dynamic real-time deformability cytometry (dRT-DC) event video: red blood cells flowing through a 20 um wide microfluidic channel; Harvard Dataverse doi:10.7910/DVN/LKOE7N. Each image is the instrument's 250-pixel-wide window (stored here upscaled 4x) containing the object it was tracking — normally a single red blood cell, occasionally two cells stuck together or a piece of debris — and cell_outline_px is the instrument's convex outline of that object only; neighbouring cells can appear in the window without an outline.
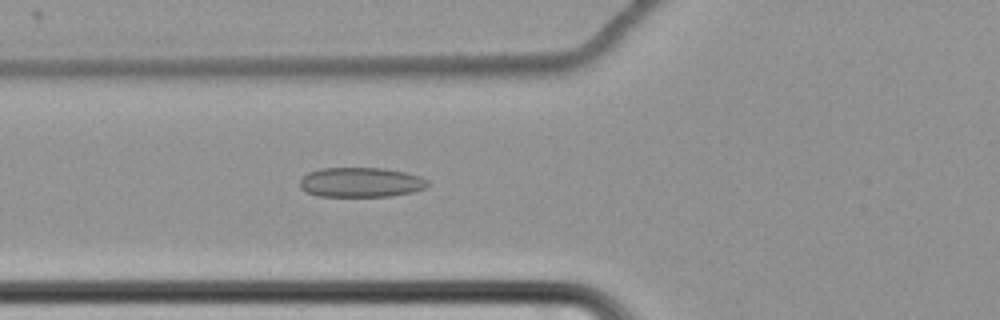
{"species": "common noctule bat (a hibernating species)", "species_latin": "Nyctalus noctula", "temperature_condition": "cold", "stored_images_in_passage": 58, "camera_frame_rate_fps": 3000, "um_per_image_px": 0.085, "animal": {"sex": "female", "body_mass_g": 22.7, "forearm_length_mm": 54.2}, "frame": {"image": 1, "passage_image": 21, "time_ms": 6.667, "image_size_px": [1000, 320], "cell_outline_px": [[428, 184], [424, 188], [412, 192], [392, 196], [316, 196], [304, 192], [300, 188], [300, 180], [308, 172], [320, 168], [384, 168], [404, 172], [420, 176], [428, 180]], "centroid_in_image_um": [30.64, 15.5], "position_along_channel_um": 95.2, "area_um2": 22.25}}
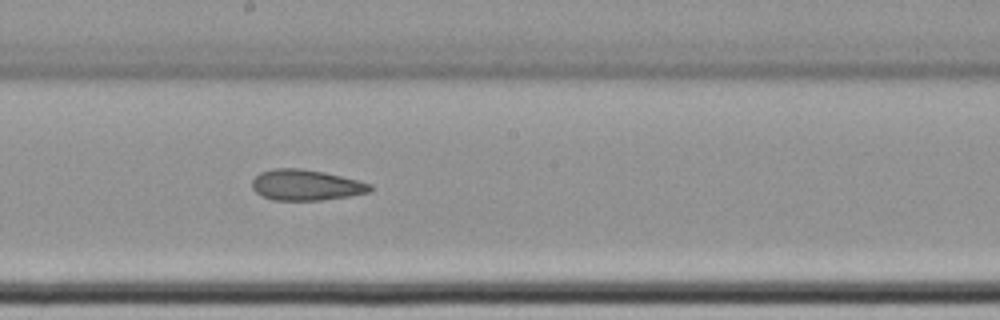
{"frame": {"image": 2, "passage_image": 32, "time_ms": 10.333, "image_size_px": [1000, 320], "cell_outline_px": [[376, 188], [368, 192], [348, 196], [320, 200], [272, 200], [256, 192], [252, 188], [252, 180], [260, 172], [272, 168], [300, 168], [324, 172], [372, 184]], "centroid_in_image_um": [26.0, 15.72], "position_along_channel_um": 222.2, "area_um2": 21.1}}
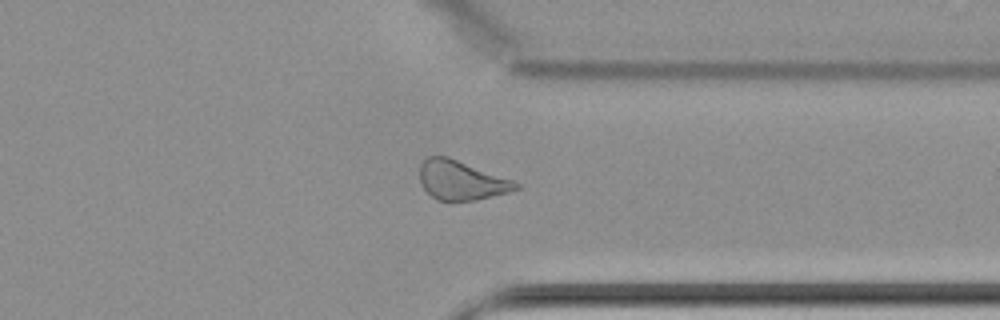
{"frame": {"image": 3, "passage_image": 45, "time_ms": 14.667, "image_size_px": [1000, 320], "cell_outline_px": [[520, 188], [508, 192], [476, 200], [436, 200], [420, 184], [420, 164], [428, 156], [448, 156], [512, 180], [520, 184]], "centroid_in_image_um": [39.19, 15.32], "position_along_channel_um": 372.2, "area_um2": 21.79}, "authors_computed_cell_mechanics": {"area_um2": 23.4668, "velocity_mm_per_s": 3.4634, "shape_relaxation_time_tau1_ms": null, "shape_relaxation_time_tau2_ms": 3.6611, "deformation_change_tau1": null, "deformation_change_tau2": 0.1093}}